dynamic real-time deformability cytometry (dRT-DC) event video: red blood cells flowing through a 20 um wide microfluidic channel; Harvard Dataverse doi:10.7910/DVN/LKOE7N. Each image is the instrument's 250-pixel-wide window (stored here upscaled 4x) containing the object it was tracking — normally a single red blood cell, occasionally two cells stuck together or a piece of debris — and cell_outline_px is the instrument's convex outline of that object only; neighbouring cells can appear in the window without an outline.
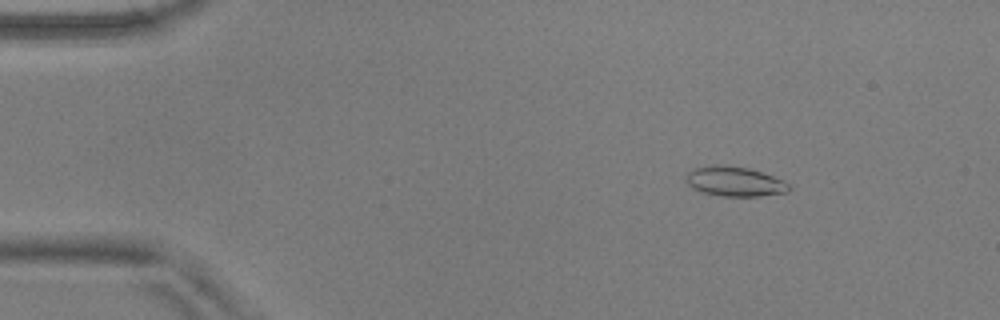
{"species": "common noctule bat (a hibernating species)", "species_latin": "Nyctalus noctula", "temperature_condition": "warm", "stored_images_in_passage": 54, "camera_frame_rate_fps": 3000, "um_per_image_px": 0.085, "animal": {"sex": "male", "body_mass_g": 17.9, "forearm_length_mm": 54.2}, "frame": {"image": 1, "passage_image": 7, "time_ms": 2.0, "image_size_px": [1000, 320], "cell_outline_px": [[792, 188], [788, 192], [760, 196], [724, 196], [704, 192], [692, 188], [688, 184], [684, 176], [692, 168], [712, 164], [720, 164], [748, 168], [784, 180]], "centroid_in_image_um": [62.43, 15.41], "position_along_channel_um": 22.6, "area_um2": 17.92}}
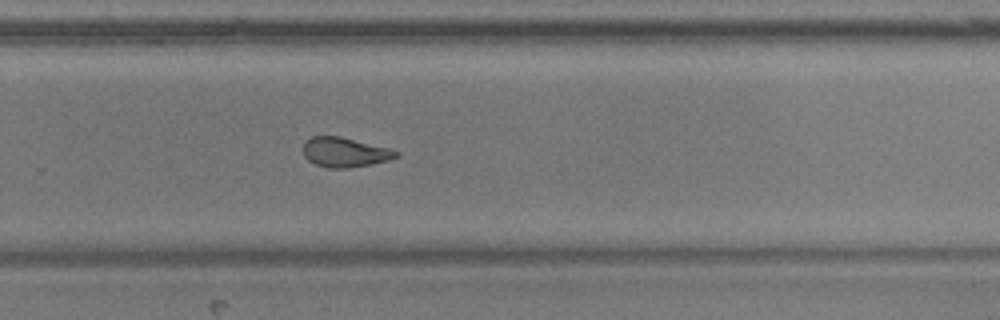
{"frame": {"image": 2, "passage_image": 36, "time_ms": 11.667, "image_size_px": [1000, 320], "cell_outline_px": [[400, 156], [388, 160], [348, 168], [328, 168], [316, 164], [308, 160], [304, 156], [304, 140], [312, 136], [340, 136], [392, 148], [400, 152]], "centroid_in_image_um": [29.33, 12.92], "position_along_channel_um": 300.5, "area_um2": 16.18}}
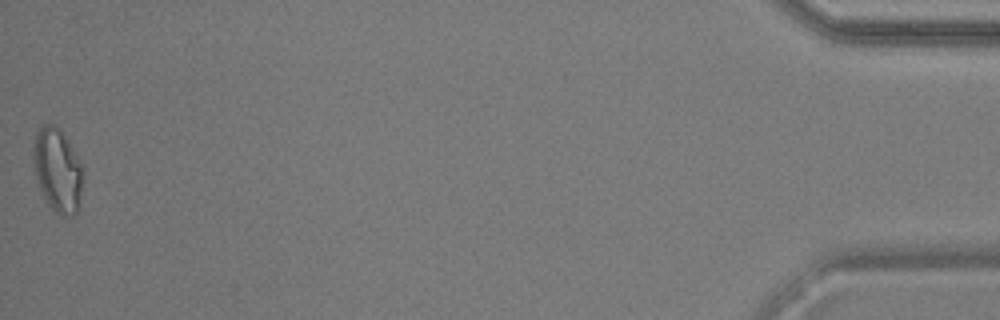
{"frame": {"image": 3, "passage_image": 54, "time_ms": 17.667, "image_size_px": [1000, 320], "cell_outline_px": [[84, 172], [80, 208], [72, 216], [56, 212], [48, 204], [40, 188], [36, 176], [32, 156], [32, 152], [36, 132], [40, 124], [52, 124], [64, 136], [80, 164]], "centroid_in_image_um": [4.89, 14.48], "position_along_channel_um": 430.3, "area_um2": 23.87}, "authors_computed_cell_mechanics": {"area_um2": 17.3978, "velocity_mm_per_s": 3.7034, "shape_relaxation_time_tau1_ms": null, "shape_relaxation_time_tau2_ms": 3.0038, "deformation_change_tau1": null, "deformation_change_tau2": 0.0961}}